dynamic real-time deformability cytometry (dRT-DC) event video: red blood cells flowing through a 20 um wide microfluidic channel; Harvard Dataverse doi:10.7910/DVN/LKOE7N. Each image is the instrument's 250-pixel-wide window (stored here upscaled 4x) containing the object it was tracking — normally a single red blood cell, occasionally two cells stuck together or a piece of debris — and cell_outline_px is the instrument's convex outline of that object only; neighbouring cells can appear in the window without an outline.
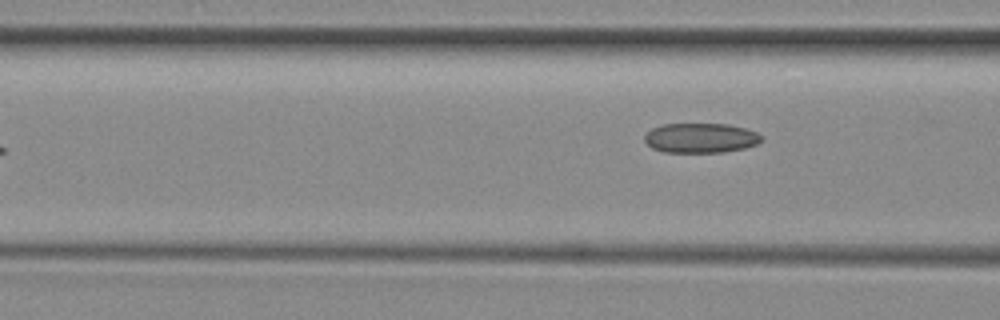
{"species": "common noctule bat (a hibernating species)", "species_latin": "Nyctalus noctula", "temperature_condition": "room temperature", "stored_images_in_passage": 3, "camera_frame_rate_fps": 3000, "um_per_image_px": 0.085, "animal": {"sex": "female", "body_mass_g": 29.2, "forearm_length_mm": 56.3}, "frame": {"image": 1, "passage_image": 3, "time_ms": 2.333, "image_size_px": [1000, 320], "cell_outline_px": [[760, 140], [756, 144], [744, 148], [724, 152], [664, 152], [652, 148], [644, 140], [644, 136], [652, 128], [660, 124], [728, 124], [744, 128], [756, 132], [760, 136]], "centroid_in_image_um": [59.51, 11.72], "position_along_channel_um": 107.1, "area_um2": 20.11}}